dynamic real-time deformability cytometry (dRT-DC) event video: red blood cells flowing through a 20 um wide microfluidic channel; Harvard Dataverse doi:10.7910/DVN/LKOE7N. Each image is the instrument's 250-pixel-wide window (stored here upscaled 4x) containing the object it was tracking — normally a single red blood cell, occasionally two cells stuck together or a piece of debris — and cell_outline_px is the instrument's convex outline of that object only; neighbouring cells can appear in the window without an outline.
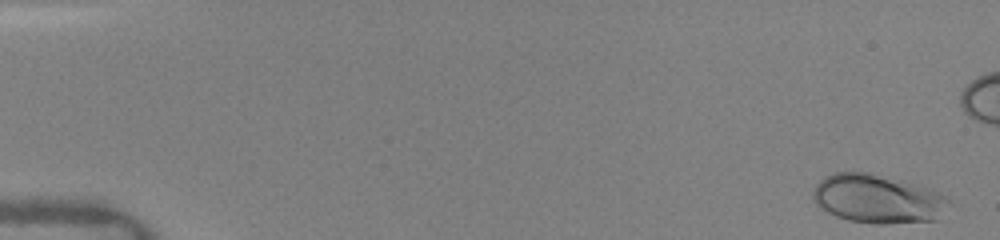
{"species": "human", "species_latin": "Homo sapiens", "temperature_condition": "warm", "stored_images_in_passage": 14, "segment_of_instrument_passage": [1, 2], "camera_frame_rate_fps": 3000, "um_per_image_px": 0.085, "donor": {"sex": "female"}, "frame": {"image": 1, "passage_image": 1, "time_ms": 0.0, "image_size_px": [1000, 240], "cell_outline_px": [[948, 200], [936, 220], [888, 224], [876, 224], [848, 220], [836, 216], [820, 208], [812, 200], [812, 192], [816, 184], [824, 176], [836, 172], [868, 172], [900, 180], [928, 188], [944, 196]], "centroid_in_image_um": [74.5, 16.9], "position_along_channel_um": 10.5, "area_um2": 38.21}}
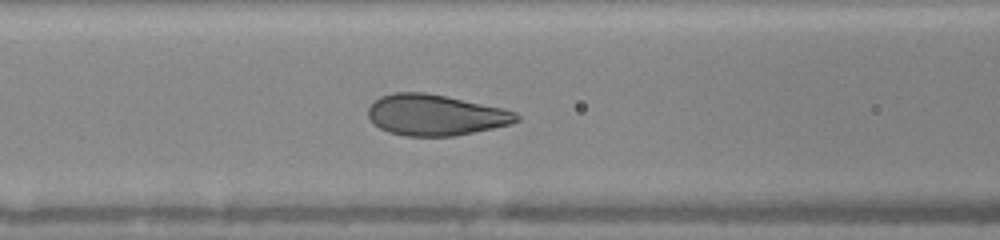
{"frame": {"image": 2, "passage_image": 10, "time_ms": 6.667, "image_size_px": [1000, 240], "cell_outline_px": [[520, 120], [512, 124], [452, 136], [404, 136], [388, 132], [380, 128], [368, 116], [368, 108], [380, 96], [392, 92], [424, 92], [504, 108], [516, 112], [520, 116]], "centroid_in_image_um": [37.02, 9.77], "position_along_channel_um": 129.6, "area_um2": 35.26}}